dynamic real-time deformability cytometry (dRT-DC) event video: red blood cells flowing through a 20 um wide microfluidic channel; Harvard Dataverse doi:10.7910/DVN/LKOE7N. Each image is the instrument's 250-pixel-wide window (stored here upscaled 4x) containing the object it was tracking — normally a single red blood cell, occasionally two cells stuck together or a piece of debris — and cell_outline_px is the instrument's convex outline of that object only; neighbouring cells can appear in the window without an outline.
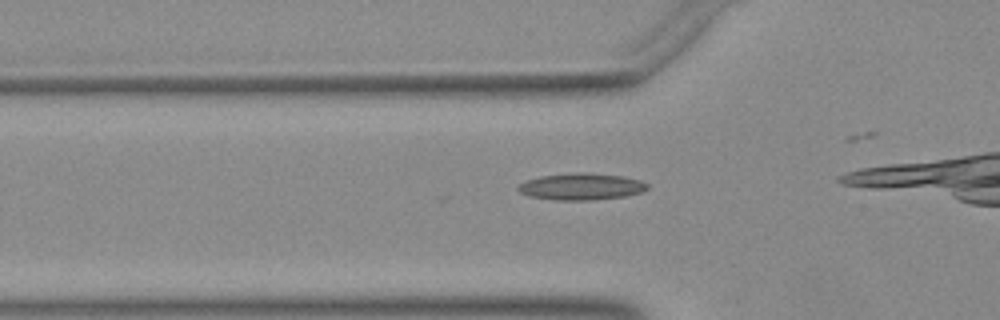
{"species": "Egyptian fruit bat (a non-hibernating species)", "species_latin": "Rousettus aegyptiacus", "temperature_condition": "warm", "stored_images_in_passage": 23, "camera_frame_rate_fps": 3000, "um_per_image_px": 0.085, "animal": {"sex": "female"}, "frame": {"image": 1, "passage_image": 12, "time_ms": 3.667, "image_size_px": [1000, 320], "cell_outline_px": [[648, 188], [640, 192], [624, 196], [592, 200], [556, 200], [528, 196], [520, 192], [516, 188], [520, 184], [528, 180], [540, 176], [576, 172], [588, 172], [624, 176], [640, 180], [648, 184]], "centroid_in_image_um": [49.41, 15.85], "position_along_channel_um": 76.4, "area_um2": 20.11}}
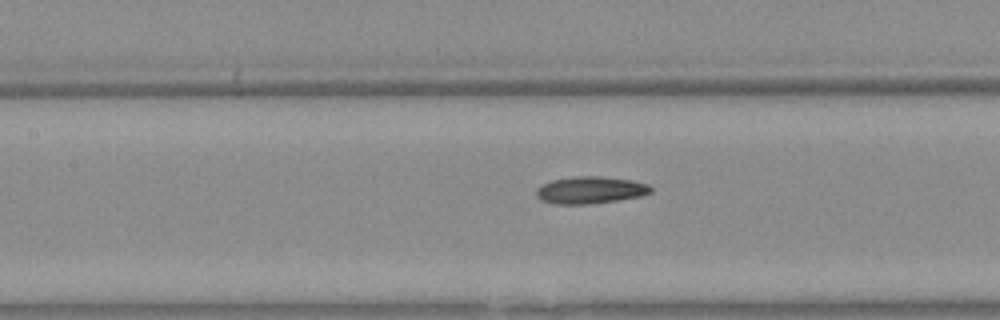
{"frame": {"image": 2, "passage_image": 18, "time_ms": 5.667, "image_size_px": [1000, 320], "cell_outline_px": [[652, 192], [640, 196], [616, 200], [588, 204], [556, 204], [540, 200], [536, 196], [536, 188], [540, 184], [552, 180], [572, 176], [600, 176], [632, 180], [648, 184], [652, 188]], "centroid_in_image_um": [50.14, 16.14], "position_along_channel_um": 157.3, "area_um2": 18.21}}
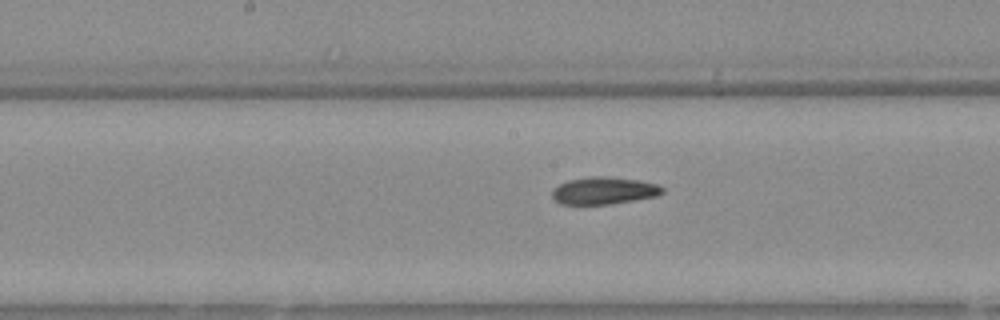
{"frame": {"image": 3, "passage_image": 21, "time_ms": 6.667, "image_size_px": [1000, 320], "cell_outline_px": [[664, 192], [656, 196], [608, 204], [560, 204], [552, 196], [552, 188], [568, 180], [592, 176], [600, 176], [636, 180], [656, 184], [664, 188]], "centroid_in_image_um": [51.3, 16.2], "position_along_channel_um": 196.9, "area_um2": 17.22}}